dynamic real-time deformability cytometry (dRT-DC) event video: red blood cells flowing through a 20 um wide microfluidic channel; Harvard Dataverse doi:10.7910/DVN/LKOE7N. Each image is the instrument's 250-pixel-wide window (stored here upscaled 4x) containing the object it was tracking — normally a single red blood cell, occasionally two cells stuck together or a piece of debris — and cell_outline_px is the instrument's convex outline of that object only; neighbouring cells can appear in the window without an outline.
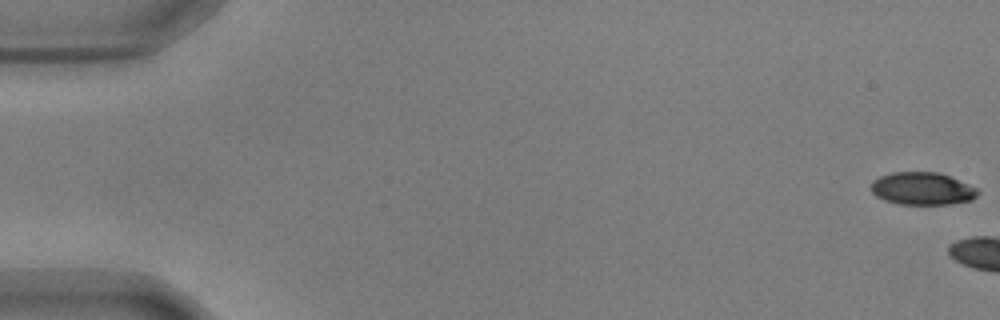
{"species": "common noctule bat (a hibernating species)", "species_latin": "Nyctalus noctula", "temperature_condition": "warm", "stored_images_in_passage": 16, "camera_frame_rate_fps": 3000, "um_per_image_px": 0.085, "animal": {"sex": "male", "body_mass_g": 17.9, "forearm_length_mm": 54.2}, "frame": {"image": 1, "passage_image": 1, "time_ms": 0.0, "image_size_px": [1000, 320], "cell_outline_px": [[980, 192], [972, 200], [948, 204], [900, 204], [884, 200], [876, 196], [872, 192], [872, 180], [880, 176], [892, 172], [940, 172], [968, 184], [976, 188]], "centroid_in_image_um": [78.39, 16.03], "position_along_channel_um": 6.6, "area_um2": 20.23}}
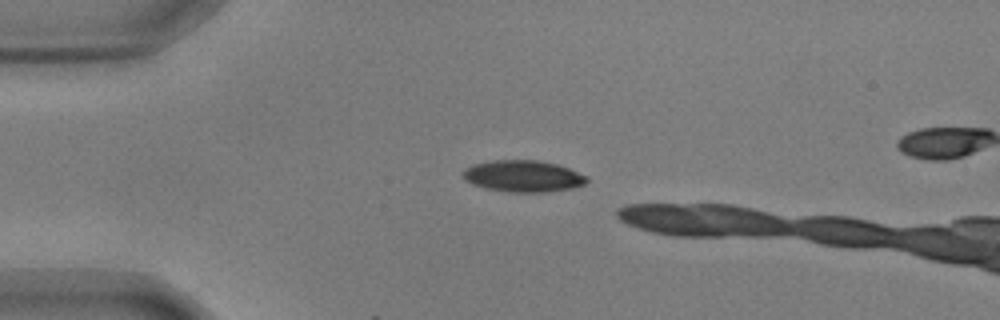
{"frame": {"image": 2, "passage_image": 14, "time_ms": 4.333, "image_size_px": [1000, 320], "cell_outline_px": [[588, 180], [584, 184], [572, 188], [544, 192], [508, 192], [488, 188], [472, 184], [464, 180], [464, 172], [472, 164], [492, 160], [540, 160], [556, 164], [568, 168], [588, 176]], "centroid_in_image_um": [44.48, 14.97], "position_along_channel_um": 40.5, "area_um2": 22.66}}